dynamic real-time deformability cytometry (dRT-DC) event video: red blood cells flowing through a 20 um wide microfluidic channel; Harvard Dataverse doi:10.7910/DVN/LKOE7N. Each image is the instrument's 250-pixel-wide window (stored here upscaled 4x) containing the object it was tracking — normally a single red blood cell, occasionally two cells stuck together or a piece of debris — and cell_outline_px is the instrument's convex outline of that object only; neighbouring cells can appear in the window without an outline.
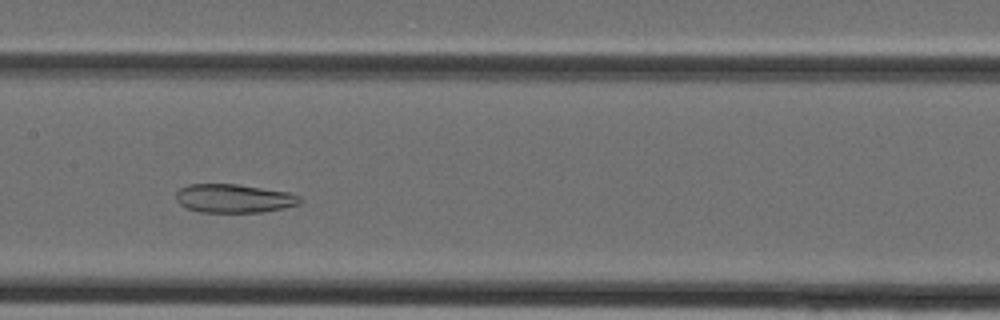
{"species": "Egyptian fruit bat (a non-hibernating species)", "species_latin": "Rousettus aegyptiacus", "temperature_condition": "cold", "stored_images_in_passage": 34, "camera_frame_rate_fps": 3000, "um_per_image_px": 0.085, "animal": {"sex": "female"}, "frame": {"image": 1, "passage_image": 14, "time_ms": 4.333, "image_size_px": [1000, 320], "cell_outline_px": [[304, 200], [300, 204], [284, 208], [260, 212], [200, 212], [184, 208], [176, 200], [176, 192], [180, 188], [188, 184], [236, 184], [288, 192], [300, 196]], "centroid_in_image_um": [19.88, 16.87], "position_along_channel_um": 187.5, "area_um2": 20.81}}
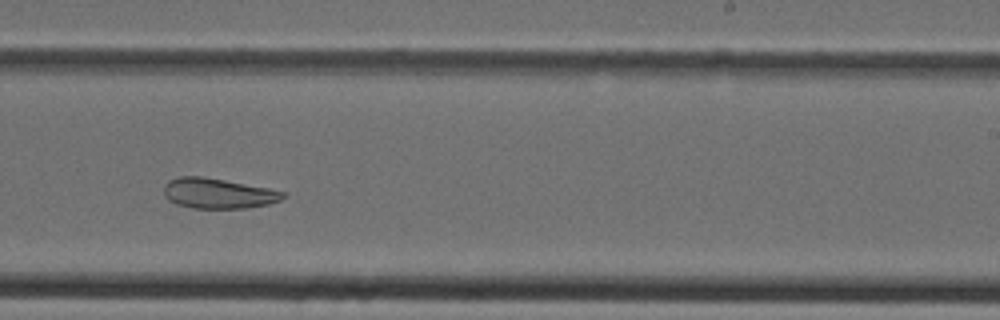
{"frame": {"image": 2, "passage_image": 19, "time_ms": 6.0, "image_size_px": [1000, 320], "cell_outline_px": [[284, 196], [280, 200], [268, 204], [248, 208], [192, 208], [176, 204], [168, 200], [164, 196], [164, 184], [168, 180], [180, 176], [200, 176], [224, 180], [268, 188], [284, 192]], "centroid_in_image_um": [18.48, 16.44], "position_along_channel_um": 270.5, "area_um2": 20.92}}
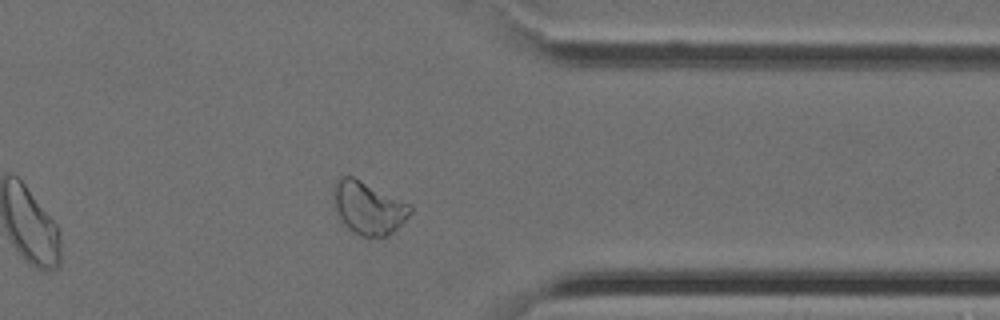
{"frame": {"image": 3, "passage_image": 26, "time_ms": 8.333, "image_size_px": [1000, 320], "cell_outline_px": [[412, 212], [388, 236], [360, 236], [348, 228], [344, 224], [332, 204], [332, 184], [340, 176], [352, 176], [412, 204]], "centroid_in_image_um": [31.27, 17.63], "position_along_channel_um": 380.1, "area_um2": 23.76}}